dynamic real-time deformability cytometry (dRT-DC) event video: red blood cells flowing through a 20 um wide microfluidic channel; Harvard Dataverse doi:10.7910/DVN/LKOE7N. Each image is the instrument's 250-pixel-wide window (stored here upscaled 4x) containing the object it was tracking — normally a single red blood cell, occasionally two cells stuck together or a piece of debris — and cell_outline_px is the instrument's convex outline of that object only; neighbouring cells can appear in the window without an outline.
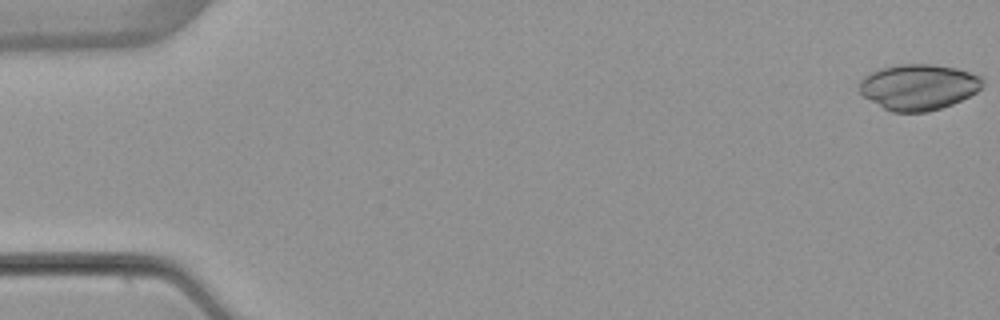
{"species": "common noctule bat (a hibernating species)", "species_latin": "Nyctalus noctula", "temperature_condition": "warm", "stored_images_in_passage": 5, "camera_frame_rate_fps": 3000, "um_per_image_px": 0.085, "animal": {"sex": "female", "body_mass_g": 22.7, "forearm_length_mm": 54.2}, "frame": {"image": 1, "passage_image": 1, "time_ms": 0.0, "image_size_px": [1000, 320], "cell_outline_px": [[984, 84], [976, 92], [952, 104], [928, 112], [892, 112], [884, 108], [864, 96], [860, 92], [856, 84], [864, 76], [880, 68], [896, 64], [932, 64], [956, 68], [984, 76]], "centroid_in_image_um": [78.07, 7.38], "position_along_channel_um": 6.9, "area_um2": 33.06}}